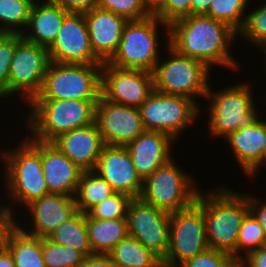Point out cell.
<instances>
[{
  "label": "cell",
  "instance_id": "6da1fadb",
  "mask_svg": "<svg viewBox=\"0 0 266 267\" xmlns=\"http://www.w3.org/2000/svg\"><path fill=\"white\" fill-rule=\"evenodd\" d=\"M236 39L238 33L228 24L206 15H189L169 25V45L211 70L219 66L231 73L240 72L241 64L231 51Z\"/></svg>",
  "mask_w": 266,
  "mask_h": 267
},
{
  "label": "cell",
  "instance_id": "7a4b0ae2",
  "mask_svg": "<svg viewBox=\"0 0 266 267\" xmlns=\"http://www.w3.org/2000/svg\"><path fill=\"white\" fill-rule=\"evenodd\" d=\"M225 186L200 189L195 203L203 210L208 247L237 260V239L250 207L247 192Z\"/></svg>",
  "mask_w": 266,
  "mask_h": 267
},
{
  "label": "cell",
  "instance_id": "3957f363",
  "mask_svg": "<svg viewBox=\"0 0 266 267\" xmlns=\"http://www.w3.org/2000/svg\"><path fill=\"white\" fill-rule=\"evenodd\" d=\"M20 139L15 148L3 149L2 146L0 151V162H3L0 175L4 174V179L0 181H4L2 184L5 183L3 185L4 197H7L5 202L15 215L17 211L23 213V208L33 200L49 194L40 153L25 137ZM2 169L4 170L1 174Z\"/></svg>",
  "mask_w": 266,
  "mask_h": 267
},
{
  "label": "cell",
  "instance_id": "277c9868",
  "mask_svg": "<svg viewBox=\"0 0 266 267\" xmlns=\"http://www.w3.org/2000/svg\"><path fill=\"white\" fill-rule=\"evenodd\" d=\"M248 81L235 82L226 88L221 86V89L217 87L216 90L213 87L215 84L211 81L205 97L206 109L201 108L208 117L206 129L209 130V137L217 140L223 137L225 139L239 128L249 126L262 114L260 106H256L258 105L256 95L254 88L251 87H255L256 82L253 84L252 81Z\"/></svg>",
  "mask_w": 266,
  "mask_h": 267
},
{
  "label": "cell",
  "instance_id": "5b68a950",
  "mask_svg": "<svg viewBox=\"0 0 266 267\" xmlns=\"http://www.w3.org/2000/svg\"><path fill=\"white\" fill-rule=\"evenodd\" d=\"M98 100L32 99L25 127L30 138L52 142L59 135L95 122V107Z\"/></svg>",
  "mask_w": 266,
  "mask_h": 267
},
{
  "label": "cell",
  "instance_id": "8992f818",
  "mask_svg": "<svg viewBox=\"0 0 266 267\" xmlns=\"http://www.w3.org/2000/svg\"><path fill=\"white\" fill-rule=\"evenodd\" d=\"M159 32L165 35L160 33L159 36ZM160 37L163 39L160 40ZM169 44V24L158 17L150 15L143 19L129 20L122 33L118 50L108 63L122 69L152 72L161 57L160 53L164 52L161 48H166Z\"/></svg>",
  "mask_w": 266,
  "mask_h": 267
},
{
  "label": "cell",
  "instance_id": "52a82bcc",
  "mask_svg": "<svg viewBox=\"0 0 266 267\" xmlns=\"http://www.w3.org/2000/svg\"><path fill=\"white\" fill-rule=\"evenodd\" d=\"M163 53V59L160 57L152 71L154 90L204 103L213 70L201 61L179 54L170 45Z\"/></svg>",
  "mask_w": 266,
  "mask_h": 267
},
{
  "label": "cell",
  "instance_id": "ba28073f",
  "mask_svg": "<svg viewBox=\"0 0 266 267\" xmlns=\"http://www.w3.org/2000/svg\"><path fill=\"white\" fill-rule=\"evenodd\" d=\"M175 159L174 157L143 180L139 196L145 203L169 213L192 206L201 189L195 176L187 172L184 166L181 168L179 165L182 164Z\"/></svg>",
  "mask_w": 266,
  "mask_h": 267
},
{
  "label": "cell",
  "instance_id": "9c48e42d",
  "mask_svg": "<svg viewBox=\"0 0 266 267\" xmlns=\"http://www.w3.org/2000/svg\"><path fill=\"white\" fill-rule=\"evenodd\" d=\"M102 65L50 62L33 99L99 100Z\"/></svg>",
  "mask_w": 266,
  "mask_h": 267
},
{
  "label": "cell",
  "instance_id": "30bf717a",
  "mask_svg": "<svg viewBox=\"0 0 266 267\" xmlns=\"http://www.w3.org/2000/svg\"><path fill=\"white\" fill-rule=\"evenodd\" d=\"M198 103L154 90L139 107L145 131L166 133L178 144L186 129H191L195 121L199 122L198 118H202L201 102Z\"/></svg>",
  "mask_w": 266,
  "mask_h": 267
},
{
  "label": "cell",
  "instance_id": "8fae6325",
  "mask_svg": "<svg viewBox=\"0 0 266 267\" xmlns=\"http://www.w3.org/2000/svg\"><path fill=\"white\" fill-rule=\"evenodd\" d=\"M50 59L48 48L22 38L16 45L8 79V103L17 97L24 107L41 90Z\"/></svg>",
  "mask_w": 266,
  "mask_h": 267
},
{
  "label": "cell",
  "instance_id": "7c38bea8",
  "mask_svg": "<svg viewBox=\"0 0 266 267\" xmlns=\"http://www.w3.org/2000/svg\"><path fill=\"white\" fill-rule=\"evenodd\" d=\"M208 248L203 210L196 203L170 213L169 250L163 267H177Z\"/></svg>",
  "mask_w": 266,
  "mask_h": 267
},
{
  "label": "cell",
  "instance_id": "4fadbf2b",
  "mask_svg": "<svg viewBox=\"0 0 266 267\" xmlns=\"http://www.w3.org/2000/svg\"><path fill=\"white\" fill-rule=\"evenodd\" d=\"M126 219L128 235L163 260L169 250L170 213L133 198Z\"/></svg>",
  "mask_w": 266,
  "mask_h": 267
},
{
  "label": "cell",
  "instance_id": "5bb4252c",
  "mask_svg": "<svg viewBox=\"0 0 266 267\" xmlns=\"http://www.w3.org/2000/svg\"><path fill=\"white\" fill-rule=\"evenodd\" d=\"M153 91L152 72L122 69L103 62L101 96L108 101L139 108Z\"/></svg>",
  "mask_w": 266,
  "mask_h": 267
},
{
  "label": "cell",
  "instance_id": "9a60e30c",
  "mask_svg": "<svg viewBox=\"0 0 266 267\" xmlns=\"http://www.w3.org/2000/svg\"><path fill=\"white\" fill-rule=\"evenodd\" d=\"M50 62L102 65L94 54L84 13L69 12L63 19L59 33L48 48Z\"/></svg>",
  "mask_w": 266,
  "mask_h": 267
},
{
  "label": "cell",
  "instance_id": "2e32d148",
  "mask_svg": "<svg viewBox=\"0 0 266 267\" xmlns=\"http://www.w3.org/2000/svg\"><path fill=\"white\" fill-rule=\"evenodd\" d=\"M95 122L106 145L127 146L145 131L139 108L99 97Z\"/></svg>",
  "mask_w": 266,
  "mask_h": 267
},
{
  "label": "cell",
  "instance_id": "e0dca14e",
  "mask_svg": "<svg viewBox=\"0 0 266 267\" xmlns=\"http://www.w3.org/2000/svg\"><path fill=\"white\" fill-rule=\"evenodd\" d=\"M24 209L25 214L18 213L16 215V224L26 233L42 238L78 211L74 197L59 193L43 195L30 202ZM20 214L28 217V225L26 224V218L24 224L22 221L20 222L21 219L18 220Z\"/></svg>",
  "mask_w": 266,
  "mask_h": 267
},
{
  "label": "cell",
  "instance_id": "ac0fdd59",
  "mask_svg": "<svg viewBox=\"0 0 266 267\" xmlns=\"http://www.w3.org/2000/svg\"><path fill=\"white\" fill-rule=\"evenodd\" d=\"M264 114L266 115H262ZM262 115L260 114L249 126L239 128L224 140L241 171L251 180L258 178L266 162V117Z\"/></svg>",
  "mask_w": 266,
  "mask_h": 267
},
{
  "label": "cell",
  "instance_id": "d6986e66",
  "mask_svg": "<svg viewBox=\"0 0 266 267\" xmlns=\"http://www.w3.org/2000/svg\"><path fill=\"white\" fill-rule=\"evenodd\" d=\"M95 171L117 193L139 198L143 180L138 175L126 146L104 145Z\"/></svg>",
  "mask_w": 266,
  "mask_h": 267
},
{
  "label": "cell",
  "instance_id": "ffe728a7",
  "mask_svg": "<svg viewBox=\"0 0 266 267\" xmlns=\"http://www.w3.org/2000/svg\"><path fill=\"white\" fill-rule=\"evenodd\" d=\"M25 139L40 153L44 178L49 193L74 197L82 170L52 142H42L25 135Z\"/></svg>",
  "mask_w": 266,
  "mask_h": 267
},
{
  "label": "cell",
  "instance_id": "44dd1931",
  "mask_svg": "<svg viewBox=\"0 0 266 267\" xmlns=\"http://www.w3.org/2000/svg\"><path fill=\"white\" fill-rule=\"evenodd\" d=\"M176 142L166 133L144 131L126 146L142 180L174 158Z\"/></svg>",
  "mask_w": 266,
  "mask_h": 267
},
{
  "label": "cell",
  "instance_id": "7402d4cb",
  "mask_svg": "<svg viewBox=\"0 0 266 267\" xmlns=\"http://www.w3.org/2000/svg\"><path fill=\"white\" fill-rule=\"evenodd\" d=\"M52 143L82 171L95 169L105 145L96 122L63 133Z\"/></svg>",
  "mask_w": 266,
  "mask_h": 267
},
{
  "label": "cell",
  "instance_id": "603a6c76",
  "mask_svg": "<svg viewBox=\"0 0 266 267\" xmlns=\"http://www.w3.org/2000/svg\"><path fill=\"white\" fill-rule=\"evenodd\" d=\"M84 18L94 54L102 62H108L118 50L122 33L129 20L100 8L85 12Z\"/></svg>",
  "mask_w": 266,
  "mask_h": 267
},
{
  "label": "cell",
  "instance_id": "cb8c5ba5",
  "mask_svg": "<svg viewBox=\"0 0 266 267\" xmlns=\"http://www.w3.org/2000/svg\"><path fill=\"white\" fill-rule=\"evenodd\" d=\"M68 13L51 0H35L22 37L28 42L49 48L55 41L63 19Z\"/></svg>",
  "mask_w": 266,
  "mask_h": 267
},
{
  "label": "cell",
  "instance_id": "d4e9b609",
  "mask_svg": "<svg viewBox=\"0 0 266 267\" xmlns=\"http://www.w3.org/2000/svg\"><path fill=\"white\" fill-rule=\"evenodd\" d=\"M86 226L93 254H108L128 235L126 218L98 220L86 213Z\"/></svg>",
  "mask_w": 266,
  "mask_h": 267
},
{
  "label": "cell",
  "instance_id": "484cf974",
  "mask_svg": "<svg viewBox=\"0 0 266 267\" xmlns=\"http://www.w3.org/2000/svg\"><path fill=\"white\" fill-rule=\"evenodd\" d=\"M4 246L16 267H46L42 255V237L26 233L17 224L10 230Z\"/></svg>",
  "mask_w": 266,
  "mask_h": 267
},
{
  "label": "cell",
  "instance_id": "4316f807",
  "mask_svg": "<svg viewBox=\"0 0 266 267\" xmlns=\"http://www.w3.org/2000/svg\"><path fill=\"white\" fill-rule=\"evenodd\" d=\"M46 238L58 245L70 247L81 252L85 257L93 255L86 226V213L77 211L51 231Z\"/></svg>",
  "mask_w": 266,
  "mask_h": 267
},
{
  "label": "cell",
  "instance_id": "83f0119b",
  "mask_svg": "<svg viewBox=\"0 0 266 267\" xmlns=\"http://www.w3.org/2000/svg\"><path fill=\"white\" fill-rule=\"evenodd\" d=\"M108 255L118 267H163L157 255L130 235L119 241Z\"/></svg>",
  "mask_w": 266,
  "mask_h": 267
},
{
  "label": "cell",
  "instance_id": "f1b7e54d",
  "mask_svg": "<svg viewBox=\"0 0 266 267\" xmlns=\"http://www.w3.org/2000/svg\"><path fill=\"white\" fill-rule=\"evenodd\" d=\"M114 193V189L95 171H82L74 196L77 210L87 213L93 206Z\"/></svg>",
  "mask_w": 266,
  "mask_h": 267
},
{
  "label": "cell",
  "instance_id": "f546056e",
  "mask_svg": "<svg viewBox=\"0 0 266 267\" xmlns=\"http://www.w3.org/2000/svg\"><path fill=\"white\" fill-rule=\"evenodd\" d=\"M35 0H0V33L22 34Z\"/></svg>",
  "mask_w": 266,
  "mask_h": 267
},
{
  "label": "cell",
  "instance_id": "4dcf8cb0",
  "mask_svg": "<svg viewBox=\"0 0 266 267\" xmlns=\"http://www.w3.org/2000/svg\"><path fill=\"white\" fill-rule=\"evenodd\" d=\"M255 0H211L206 16L228 24L237 33L242 29L248 7Z\"/></svg>",
  "mask_w": 266,
  "mask_h": 267
},
{
  "label": "cell",
  "instance_id": "1f68e13d",
  "mask_svg": "<svg viewBox=\"0 0 266 267\" xmlns=\"http://www.w3.org/2000/svg\"><path fill=\"white\" fill-rule=\"evenodd\" d=\"M259 2L255 8L249 5L244 25L238 32V36L241 37L240 41L245 38L248 45L254 46L256 50L266 45V0Z\"/></svg>",
  "mask_w": 266,
  "mask_h": 267
},
{
  "label": "cell",
  "instance_id": "d6a6232c",
  "mask_svg": "<svg viewBox=\"0 0 266 267\" xmlns=\"http://www.w3.org/2000/svg\"><path fill=\"white\" fill-rule=\"evenodd\" d=\"M266 245V234L255 216L249 212L243 219L237 239V260Z\"/></svg>",
  "mask_w": 266,
  "mask_h": 267
},
{
  "label": "cell",
  "instance_id": "836d02e7",
  "mask_svg": "<svg viewBox=\"0 0 266 267\" xmlns=\"http://www.w3.org/2000/svg\"><path fill=\"white\" fill-rule=\"evenodd\" d=\"M42 255L46 267H80L85 256L70 247L42 238Z\"/></svg>",
  "mask_w": 266,
  "mask_h": 267
},
{
  "label": "cell",
  "instance_id": "e575fe53",
  "mask_svg": "<svg viewBox=\"0 0 266 267\" xmlns=\"http://www.w3.org/2000/svg\"><path fill=\"white\" fill-rule=\"evenodd\" d=\"M132 199V197L126 194L115 192L93 206L87 214L91 218L98 220L126 218L128 207Z\"/></svg>",
  "mask_w": 266,
  "mask_h": 267
},
{
  "label": "cell",
  "instance_id": "d590c367",
  "mask_svg": "<svg viewBox=\"0 0 266 267\" xmlns=\"http://www.w3.org/2000/svg\"><path fill=\"white\" fill-rule=\"evenodd\" d=\"M22 38L18 33H0V102L8 100L10 65L16 45Z\"/></svg>",
  "mask_w": 266,
  "mask_h": 267
},
{
  "label": "cell",
  "instance_id": "8d00e7d4",
  "mask_svg": "<svg viewBox=\"0 0 266 267\" xmlns=\"http://www.w3.org/2000/svg\"><path fill=\"white\" fill-rule=\"evenodd\" d=\"M98 8L123 16L128 20L150 16L143 0H99Z\"/></svg>",
  "mask_w": 266,
  "mask_h": 267
},
{
  "label": "cell",
  "instance_id": "74e56055",
  "mask_svg": "<svg viewBox=\"0 0 266 267\" xmlns=\"http://www.w3.org/2000/svg\"><path fill=\"white\" fill-rule=\"evenodd\" d=\"M234 261L230 254L208 248L177 267H229Z\"/></svg>",
  "mask_w": 266,
  "mask_h": 267
},
{
  "label": "cell",
  "instance_id": "f35d334b",
  "mask_svg": "<svg viewBox=\"0 0 266 267\" xmlns=\"http://www.w3.org/2000/svg\"><path fill=\"white\" fill-rule=\"evenodd\" d=\"M190 5L191 0H168L167 4L155 16L170 25L175 20L189 16Z\"/></svg>",
  "mask_w": 266,
  "mask_h": 267
},
{
  "label": "cell",
  "instance_id": "ab89813d",
  "mask_svg": "<svg viewBox=\"0 0 266 267\" xmlns=\"http://www.w3.org/2000/svg\"><path fill=\"white\" fill-rule=\"evenodd\" d=\"M0 201V247L4 246L10 230L16 225V215L10 206Z\"/></svg>",
  "mask_w": 266,
  "mask_h": 267
},
{
  "label": "cell",
  "instance_id": "60d3db41",
  "mask_svg": "<svg viewBox=\"0 0 266 267\" xmlns=\"http://www.w3.org/2000/svg\"><path fill=\"white\" fill-rule=\"evenodd\" d=\"M67 12L85 13L98 8L99 0H51Z\"/></svg>",
  "mask_w": 266,
  "mask_h": 267
},
{
  "label": "cell",
  "instance_id": "b9f144b4",
  "mask_svg": "<svg viewBox=\"0 0 266 267\" xmlns=\"http://www.w3.org/2000/svg\"><path fill=\"white\" fill-rule=\"evenodd\" d=\"M247 198L249 201L250 212L258 220L266 234V199H260L257 195H252L249 192L247 193Z\"/></svg>",
  "mask_w": 266,
  "mask_h": 267
},
{
  "label": "cell",
  "instance_id": "7bdbcfd3",
  "mask_svg": "<svg viewBox=\"0 0 266 267\" xmlns=\"http://www.w3.org/2000/svg\"><path fill=\"white\" fill-rule=\"evenodd\" d=\"M240 263L242 267H266V245L247 253Z\"/></svg>",
  "mask_w": 266,
  "mask_h": 267
},
{
  "label": "cell",
  "instance_id": "ee69618b",
  "mask_svg": "<svg viewBox=\"0 0 266 267\" xmlns=\"http://www.w3.org/2000/svg\"><path fill=\"white\" fill-rule=\"evenodd\" d=\"M80 267H118L108 254H93L85 257Z\"/></svg>",
  "mask_w": 266,
  "mask_h": 267
},
{
  "label": "cell",
  "instance_id": "f6af8a7d",
  "mask_svg": "<svg viewBox=\"0 0 266 267\" xmlns=\"http://www.w3.org/2000/svg\"><path fill=\"white\" fill-rule=\"evenodd\" d=\"M211 0H191L190 15H206Z\"/></svg>",
  "mask_w": 266,
  "mask_h": 267
},
{
  "label": "cell",
  "instance_id": "bcb514c9",
  "mask_svg": "<svg viewBox=\"0 0 266 267\" xmlns=\"http://www.w3.org/2000/svg\"><path fill=\"white\" fill-rule=\"evenodd\" d=\"M168 0H143L145 8L150 15H156L166 4Z\"/></svg>",
  "mask_w": 266,
  "mask_h": 267
},
{
  "label": "cell",
  "instance_id": "7dc6e473",
  "mask_svg": "<svg viewBox=\"0 0 266 267\" xmlns=\"http://www.w3.org/2000/svg\"><path fill=\"white\" fill-rule=\"evenodd\" d=\"M0 267H16L10 251L5 247H0Z\"/></svg>",
  "mask_w": 266,
  "mask_h": 267
},
{
  "label": "cell",
  "instance_id": "c3c4849f",
  "mask_svg": "<svg viewBox=\"0 0 266 267\" xmlns=\"http://www.w3.org/2000/svg\"><path fill=\"white\" fill-rule=\"evenodd\" d=\"M256 52H259V53H262V55H263V58H260V60L262 59L263 61H261V62H263L264 64H262V66H260V69H261V67L263 68V71H261V73L262 72H264L265 74H266V45H264L261 49H260V51H256ZM265 58V59H264ZM265 66V67H264ZM265 69V70H264Z\"/></svg>",
  "mask_w": 266,
  "mask_h": 267
},
{
  "label": "cell",
  "instance_id": "681fc988",
  "mask_svg": "<svg viewBox=\"0 0 266 267\" xmlns=\"http://www.w3.org/2000/svg\"><path fill=\"white\" fill-rule=\"evenodd\" d=\"M229 267H242L240 260H235Z\"/></svg>",
  "mask_w": 266,
  "mask_h": 267
}]
</instances>
